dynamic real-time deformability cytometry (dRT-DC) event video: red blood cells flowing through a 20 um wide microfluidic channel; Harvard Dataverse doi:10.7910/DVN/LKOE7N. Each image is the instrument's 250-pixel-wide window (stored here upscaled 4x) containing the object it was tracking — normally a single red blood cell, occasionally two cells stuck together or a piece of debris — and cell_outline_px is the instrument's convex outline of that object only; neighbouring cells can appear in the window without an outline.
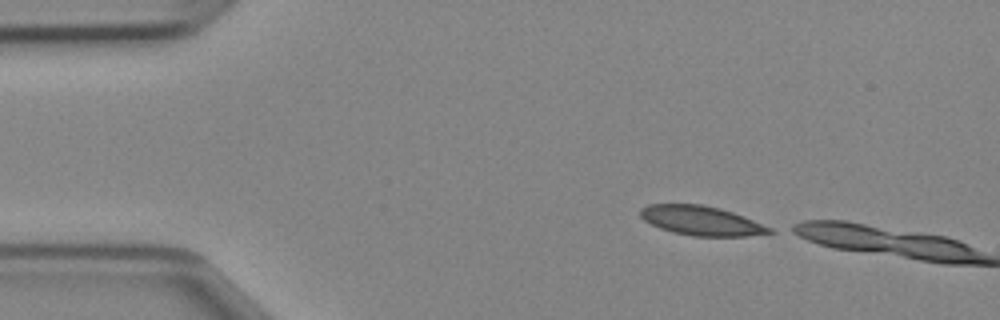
{"species": "Egyptian fruit bat (a non-hibernating species)", "species_latin": "Rousettus aegyptiacus", "temperature_condition": "cold", "stored_images_in_passage": 2, "camera_frame_rate_fps": 3000, "um_per_image_px": 0.085, "animal": {"sex": "female"}, "frame": {"image": 1, "passage_image": 1, "time_ms": 0.0, "image_size_px": [1000, 320], "cell_outline_px": [[776, 232], [744, 236], [692, 236], [672, 232], [660, 228], [644, 220], [640, 216], [640, 208], [648, 204], [704, 204], [720, 208], [744, 216], [772, 228]], "centroid_in_image_um": [59.6, 18.75], "position_along_channel_um": 25.4, "area_um2": 22.14}}